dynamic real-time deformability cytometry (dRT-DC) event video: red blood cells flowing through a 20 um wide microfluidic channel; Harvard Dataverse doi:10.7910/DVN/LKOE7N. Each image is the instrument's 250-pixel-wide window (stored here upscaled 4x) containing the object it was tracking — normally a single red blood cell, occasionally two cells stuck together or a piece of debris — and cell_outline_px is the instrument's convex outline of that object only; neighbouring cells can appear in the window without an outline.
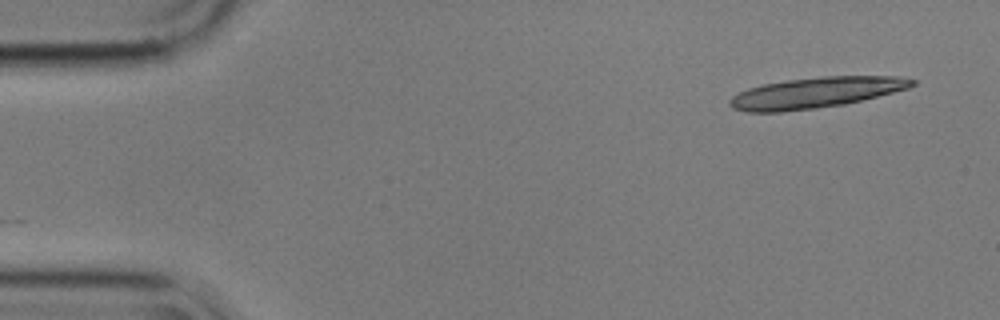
{"species": "common noctule bat (a hibernating species)", "species_latin": "Nyctalus noctula", "temperature_condition": "cold", "stored_images_in_passage": 2, "camera_frame_rate_fps": 3000, "um_per_image_px": 0.085, "animal": {"sex": "male", "body_mass_g": 17.9}, "frame": {"image": 1, "passage_image": 2, "time_ms": 0.333, "image_size_px": [1000, 320], "cell_outline_px": [[916, 84], [908, 88], [844, 104], [816, 108], [780, 112], [748, 112], [732, 108], [728, 104], [728, 100], [732, 96], [748, 88], [764, 84], [788, 80], [824, 76], [896, 76], [916, 80]], "centroid_in_image_um": [69.3, 7.88], "position_along_channel_um": 15.7, "area_um2": 32.37}}